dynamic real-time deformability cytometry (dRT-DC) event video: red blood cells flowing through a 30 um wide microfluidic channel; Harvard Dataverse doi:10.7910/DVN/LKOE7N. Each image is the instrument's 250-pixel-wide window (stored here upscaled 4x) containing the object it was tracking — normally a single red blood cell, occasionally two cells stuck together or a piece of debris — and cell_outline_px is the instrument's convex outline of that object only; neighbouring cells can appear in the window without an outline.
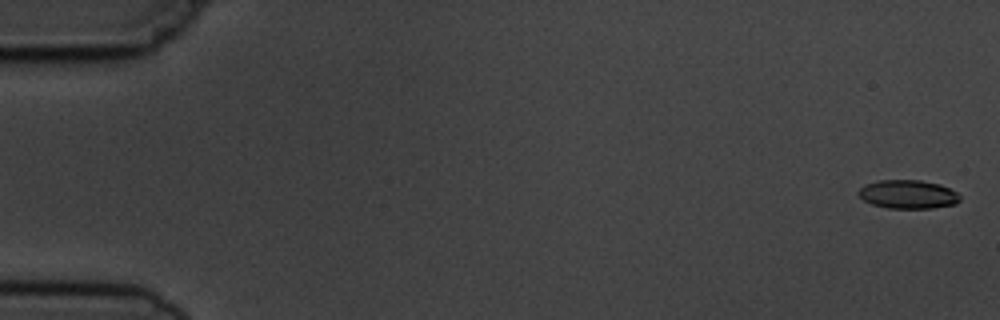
{"species": "common noctule bat (a hibernating species)", "species_latin": "Nyctalus noctula", "temperature_condition": "cold", "stored_images_in_passage": 5, "camera_frame_rate_fps": 3000, "um_per_image_px": 0.085, "animal": {"sex": "male", "body_mass_g": 19.5, "forearm_length_mm": 54.6}, "frame": {"image": 1, "passage_image": 1, "time_ms": 0.0, "image_size_px": [1000, 320], "cell_outline_px": [[960, 200], [956, 204], [932, 208], [888, 208], [872, 204], [864, 200], [856, 192], [864, 184], [880, 180], [920, 180], [940, 184], [956, 192], [960, 196]], "centroid_in_image_um": [77.17, 16.51], "position_along_channel_um": 7.8, "area_um2": 16.94}}